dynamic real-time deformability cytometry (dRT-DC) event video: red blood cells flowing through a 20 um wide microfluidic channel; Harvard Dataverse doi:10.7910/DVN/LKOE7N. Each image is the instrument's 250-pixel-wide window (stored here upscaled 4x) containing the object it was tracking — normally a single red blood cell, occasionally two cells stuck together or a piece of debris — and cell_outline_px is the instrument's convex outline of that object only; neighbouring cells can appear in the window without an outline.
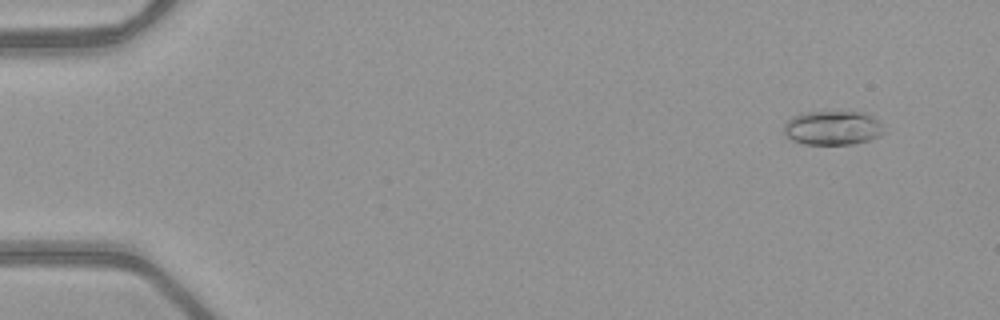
{"species": "common noctule bat (a hibernating species)", "species_latin": "Nyctalus noctula", "temperature_condition": "warm", "stored_images_in_passage": 53, "camera_frame_rate_fps": 3000, "um_per_image_px": 0.085, "animal": {"sex": "female", "body_mass_g": 21.9}, "frame": {"image": 1, "passage_image": 5, "time_ms": 1.333, "image_size_px": [1000, 320], "cell_outline_px": [[888, 132], [872, 140], [852, 144], [804, 144], [792, 140], [784, 136], [784, 124], [792, 116], [804, 112], [864, 112], [880, 120]], "centroid_in_image_um": [70.83, 10.88], "position_along_channel_um": 14.2, "area_um2": 20.4}}
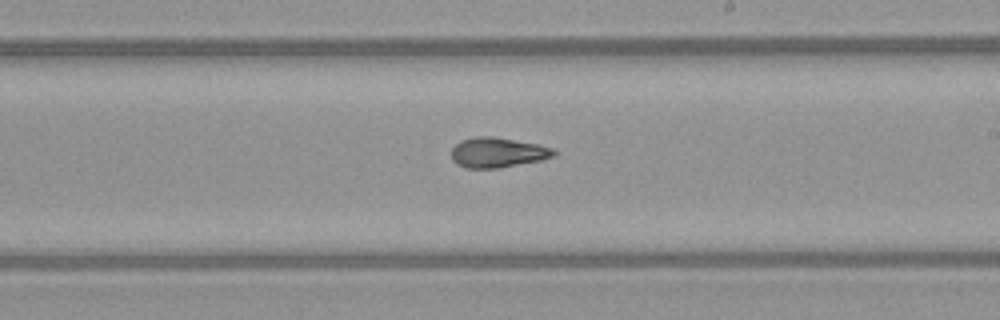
{"frame": {"image": 2, "passage_image": 32, "time_ms": 10.333, "image_size_px": [1000, 320], "cell_outline_px": [[556, 156], [540, 160], [500, 168], [468, 168], [456, 164], [452, 160], [452, 148], [460, 140], [476, 136], [496, 136], [536, 144], [552, 148], [556, 152]], "centroid_in_image_um": [42.28, 12.96], "position_along_channel_um": 246.7, "area_um2": 17.98}}
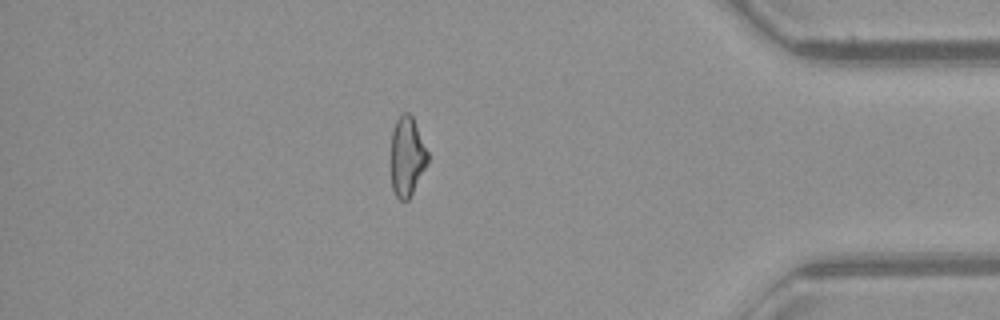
{"frame": {"image": 3, "passage_image": 46, "time_ms": 15.0, "image_size_px": [1000, 320], "cell_outline_px": [[428, 160], [408, 200], [400, 200], [396, 196], [392, 188], [392, 128], [396, 120], [404, 112], [408, 112], [412, 116], [428, 152]], "centroid_in_image_um": [34.59, 13.27], "position_along_channel_um": 400.6, "area_um2": 16.53}, "authors_computed_cell_mechanics": {"area_um2": 18.207, "velocity_mm_per_s": 4.0442, "shape_relaxation_time_tau1_ms": null, "shape_relaxation_time_tau2_ms": 3.3799, "deformation_change_tau1": null, "deformation_change_tau2": 0.1126}}